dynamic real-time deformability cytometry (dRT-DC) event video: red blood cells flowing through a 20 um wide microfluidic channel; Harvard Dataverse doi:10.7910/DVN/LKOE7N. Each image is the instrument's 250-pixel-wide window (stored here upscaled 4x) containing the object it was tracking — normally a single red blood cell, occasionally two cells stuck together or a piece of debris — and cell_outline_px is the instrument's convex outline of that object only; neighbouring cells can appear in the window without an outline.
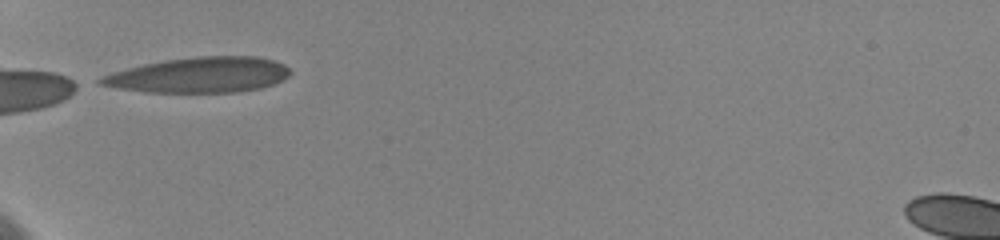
{"species": "human", "species_latin": "Homo sapiens", "temperature_condition": "cold", "stored_images_in_passage": 9, "camera_frame_rate_fps": 3000, "um_per_image_px": 0.085, "donor": {"sex": "female"}, "frame": {"image": 1, "passage_image": 1, "time_ms": 0.0, "image_size_px": [1000, 240], "cell_outline_px": [[292, 72], [288, 76], [272, 84], [260, 88], [236, 92], [144, 92], [116, 88], [96, 84], [96, 80], [112, 72], [144, 64], [164, 60], [196, 56], [256, 56], [276, 60], [284, 64]], "centroid_in_image_um": [16.93, 6.37], "position_along_channel_um": 68.1, "area_um2": 39.19}}